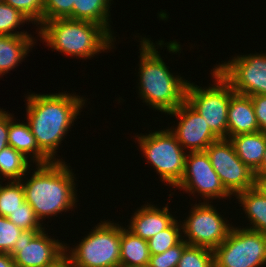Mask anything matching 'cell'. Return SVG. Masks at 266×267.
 <instances>
[{"label": "cell", "mask_w": 266, "mask_h": 267, "mask_svg": "<svg viewBox=\"0 0 266 267\" xmlns=\"http://www.w3.org/2000/svg\"><path fill=\"white\" fill-rule=\"evenodd\" d=\"M26 119L40 150L52 161L86 99L70 93L28 94ZM55 156V157H54Z\"/></svg>", "instance_id": "obj_1"}, {"label": "cell", "mask_w": 266, "mask_h": 267, "mask_svg": "<svg viewBox=\"0 0 266 267\" xmlns=\"http://www.w3.org/2000/svg\"><path fill=\"white\" fill-rule=\"evenodd\" d=\"M30 179L20 180L24 187L25 201L33 208L41 221L45 217L73 209L77 196L75 175L64 161L36 164ZM26 181V182H25Z\"/></svg>", "instance_id": "obj_2"}, {"label": "cell", "mask_w": 266, "mask_h": 267, "mask_svg": "<svg viewBox=\"0 0 266 267\" xmlns=\"http://www.w3.org/2000/svg\"><path fill=\"white\" fill-rule=\"evenodd\" d=\"M140 43L139 96L153 110L168 115L186 100L189 81L169 71L149 38L141 37Z\"/></svg>", "instance_id": "obj_3"}, {"label": "cell", "mask_w": 266, "mask_h": 267, "mask_svg": "<svg viewBox=\"0 0 266 267\" xmlns=\"http://www.w3.org/2000/svg\"><path fill=\"white\" fill-rule=\"evenodd\" d=\"M38 29V36L47 46L67 56L90 59L114 47L115 38L89 21L54 19L43 22Z\"/></svg>", "instance_id": "obj_4"}, {"label": "cell", "mask_w": 266, "mask_h": 267, "mask_svg": "<svg viewBox=\"0 0 266 267\" xmlns=\"http://www.w3.org/2000/svg\"><path fill=\"white\" fill-rule=\"evenodd\" d=\"M121 225L101 221L65 255L78 267H120Z\"/></svg>", "instance_id": "obj_5"}, {"label": "cell", "mask_w": 266, "mask_h": 267, "mask_svg": "<svg viewBox=\"0 0 266 267\" xmlns=\"http://www.w3.org/2000/svg\"><path fill=\"white\" fill-rule=\"evenodd\" d=\"M135 137L146 162L152 164L164 183L174 188L183 176L187 155L175 135L167 128Z\"/></svg>", "instance_id": "obj_6"}, {"label": "cell", "mask_w": 266, "mask_h": 267, "mask_svg": "<svg viewBox=\"0 0 266 267\" xmlns=\"http://www.w3.org/2000/svg\"><path fill=\"white\" fill-rule=\"evenodd\" d=\"M211 72L215 82L209 87L188 83L186 101L201 114L218 138H227L229 102L235 92L216 69Z\"/></svg>", "instance_id": "obj_7"}, {"label": "cell", "mask_w": 266, "mask_h": 267, "mask_svg": "<svg viewBox=\"0 0 266 267\" xmlns=\"http://www.w3.org/2000/svg\"><path fill=\"white\" fill-rule=\"evenodd\" d=\"M213 252L214 267H262L266 265V235L233 226Z\"/></svg>", "instance_id": "obj_8"}, {"label": "cell", "mask_w": 266, "mask_h": 267, "mask_svg": "<svg viewBox=\"0 0 266 267\" xmlns=\"http://www.w3.org/2000/svg\"><path fill=\"white\" fill-rule=\"evenodd\" d=\"M190 212L181 223L182 239L185 237L188 245L214 250L228 237L233 227L209 202L195 204Z\"/></svg>", "instance_id": "obj_9"}, {"label": "cell", "mask_w": 266, "mask_h": 267, "mask_svg": "<svg viewBox=\"0 0 266 267\" xmlns=\"http://www.w3.org/2000/svg\"><path fill=\"white\" fill-rule=\"evenodd\" d=\"M205 151L222 185L231 196L254 187V170L240 160L228 138H219Z\"/></svg>", "instance_id": "obj_10"}, {"label": "cell", "mask_w": 266, "mask_h": 267, "mask_svg": "<svg viewBox=\"0 0 266 267\" xmlns=\"http://www.w3.org/2000/svg\"><path fill=\"white\" fill-rule=\"evenodd\" d=\"M214 67L235 93L266 95V53L237 55Z\"/></svg>", "instance_id": "obj_11"}, {"label": "cell", "mask_w": 266, "mask_h": 267, "mask_svg": "<svg viewBox=\"0 0 266 267\" xmlns=\"http://www.w3.org/2000/svg\"><path fill=\"white\" fill-rule=\"evenodd\" d=\"M43 230H23L13 249L15 267H52L65 255V244Z\"/></svg>", "instance_id": "obj_12"}, {"label": "cell", "mask_w": 266, "mask_h": 267, "mask_svg": "<svg viewBox=\"0 0 266 267\" xmlns=\"http://www.w3.org/2000/svg\"><path fill=\"white\" fill-rule=\"evenodd\" d=\"M174 188L183 189L193 196L195 192L201 194L206 202L209 199L231 197L211 165L206 151L187 152L183 176Z\"/></svg>", "instance_id": "obj_13"}, {"label": "cell", "mask_w": 266, "mask_h": 267, "mask_svg": "<svg viewBox=\"0 0 266 267\" xmlns=\"http://www.w3.org/2000/svg\"><path fill=\"white\" fill-rule=\"evenodd\" d=\"M180 121L177 127L169 128L180 145L188 152L205 151L206 148L219 138L211 131L208 123L201 114L186 100L174 111L168 113Z\"/></svg>", "instance_id": "obj_14"}, {"label": "cell", "mask_w": 266, "mask_h": 267, "mask_svg": "<svg viewBox=\"0 0 266 267\" xmlns=\"http://www.w3.org/2000/svg\"><path fill=\"white\" fill-rule=\"evenodd\" d=\"M175 218L167 205L159 208L147 203L134 212L127 230L135 236L148 240L168 228L176 220Z\"/></svg>", "instance_id": "obj_15"}, {"label": "cell", "mask_w": 266, "mask_h": 267, "mask_svg": "<svg viewBox=\"0 0 266 267\" xmlns=\"http://www.w3.org/2000/svg\"><path fill=\"white\" fill-rule=\"evenodd\" d=\"M259 131L250 96L234 93L230 97L227 116V138Z\"/></svg>", "instance_id": "obj_16"}, {"label": "cell", "mask_w": 266, "mask_h": 267, "mask_svg": "<svg viewBox=\"0 0 266 267\" xmlns=\"http://www.w3.org/2000/svg\"><path fill=\"white\" fill-rule=\"evenodd\" d=\"M34 41L31 35H0V76L15 69L26 58Z\"/></svg>", "instance_id": "obj_17"}, {"label": "cell", "mask_w": 266, "mask_h": 267, "mask_svg": "<svg viewBox=\"0 0 266 267\" xmlns=\"http://www.w3.org/2000/svg\"><path fill=\"white\" fill-rule=\"evenodd\" d=\"M12 119L9 122L8 146L22 152L35 164H47L52 162L39 148L31 129L26 123H15ZM32 153V154H31ZM29 154V155H28Z\"/></svg>", "instance_id": "obj_18"}, {"label": "cell", "mask_w": 266, "mask_h": 267, "mask_svg": "<svg viewBox=\"0 0 266 267\" xmlns=\"http://www.w3.org/2000/svg\"><path fill=\"white\" fill-rule=\"evenodd\" d=\"M240 160L252 170H256L262 162L266 150V134L257 131L254 133L239 134L229 138Z\"/></svg>", "instance_id": "obj_19"}, {"label": "cell", "mask_w": 266, "mask_h": 267, "mask_svg": "<svg viewBox=\"0 0 266 267\" xmlns=\"http://www.w3.org/2000/svg\"><path fill=\"white\" fill-rule=\"evenodd\" d=\"M149 259L147 240L121 226L120 267H147Z\"/></svg>", "instance_id": "obj_20"}, {"label": "cell", "mask_w": 266, "mask_h": 267, "mask_svg": "<svg viewBox=\"0 0 266 267\" xmlns=\"http://www.w3.org/2000/svg\"><path fill=\"white\" fill-rule=\"evenodd\" d=\"M235 197L252 225L245 228L266 235V198L255 187L240 192Z\"/></svg>", "instance_id": "obj_21"}, {"label": "cell", "mask_w": 266, "mask_h": 267, "mask_svg": "<svg viewBox=\"0 0 266 267\" xmlns=\"http://www.w3.org/2000/svg\"><path fill=\"white\" fill-rule=\"evenodd\" d=\"M112 0H76L73 4L72 20L89 21L102 26L112 37L110 4ZM110 25V26H109Z\"/></svg>", "instance_id": "obj_22"}, {"label": "cell", "mask_w": 266, "mask_h": 267, "mask_svg": "<svg viewBox=\"0 0 266 267\" xmlns=\"http://www.w3.org/2000/svg\"><path fill=\"white\" fill-rule=\"evenodd\" d=\"M31 161L20 151L7 146L0 151V179L1 175L9 181H20L30 168Z\"/></svg>", "instance_id": "obj_23"}, {"label": "cell", "mask_w": 266, "mask_h": 267, "mask_svg": "<svg viewBox=\"0 0 266 267\" xmlns=\"http://www.w3.org/2000/svg\"><path fill=\"white\" fill-rule=\"evenodd\" d=\"M0 183V216L8 217L25 202V192L22 181Z\"/></svg>", "instance_id": "obj_24"}, {"label": "cell", "mask_w": 266, "mask_h": 267, "mask_svg": "<svg viewBox=\"0 0 266 267\" xmlns=\"http://www.w3.org/2000/svg\"><path fill=\"white\" fill-rule=\"evenodd\" d=\"M181 222L175 220L168 228L147 240L150 255L162 254L182 240Z\"/></svg>", "instance_id": "obj_25"}, {"label": "cell", "mask_w": 266, "mask_h": 267, "mask_svg": "<svg viewBox=\"0 0 266 267\" xmlns=\"http://www.w3.org/2000/svg\"><path fill=\"white\" fill-rule=\"evenodd\" d=\"M27 24L30 20L26 18L19 10L14 9L4 1L0 2V35H31L25 31H15L21 24Z\"/></svg>", "instance_id": "obj_26"}, {"label": "cell", "mask_w": 266, "mask_h": 267, "mask_svg": "<svg viewBox=\"0 0 266 267\" xmlns=\"http://www.w3.org/2000/svg\"><path fill=\"white\" fill-rule=\"evenodd\" d=\"M177 267H214V252L206 247L187 245Z\"/></svg>", "instance_id": "obj_27"}, {"label": "cell", "mask_w": 266, "mask_h": 267, "mask_svg": "<svg viewBox=\"0 0 266 267\" xmlns=\"http://www.w3.org/2000/svg\"><path fill=\"white\" fill-rule=\"evenodd\" d=\"M14 9L19 10L32 23L39 26L44 22V0H3Z\"/></svg>", "instance_id": "obj_28"}, {"label": "cell", "mask_w": 266, "mask_h": 267, "mask_svg": "<svg viewBox=\"0 0 266 267\" xmlns=\"http://www.w3.org/2000/svg\"><path fill=\"white\" fill-rule=\"evenodd\" d=\"M7 218L23 230L44 229L41 225L43 223L40 222L33 208L26 201Z\"/></svg>", "instance_id": "obj_29"}, {"label": "cell", "mask_w": 266, "mask_h": 267, "mask_svg": "<svg viewBox=\"0 0 266 267\" xmlns=\"http://www.w3.org/2000/svg\"><path fill=\"white\" fill-rule=\"evenodd\" d=\"M187 245L185 239H182L177 245L169 248L164 253L150 255L147 267H177Z\"/></svg>", "instance_id": "obj_30"}, {"label": "cell", "mask_w": 266, "mask_h": 267, "mask_svg": "<svg viewBox=\"0 0 266 267\" xmlns=\"http://www.w3.org/2000/svg\"><path fill=\"white\" fill-rule=\"evenodd\" d=\"M23 229L4 216H0V253H10Z\"/></svg>", "instance_id": "obj_31"}, {"label": "cell", "mask_w": 266, "mask_h": 267, "mask_svg": "<svg viewBox=\"0 0 266 267\" xmlns=\"http://www.w3.org/2000/svg\"><path fill=\"white\" fill-rule=\"evenodd\" d=\"M76 0H44V22L54 19H71Z\"/></svg>", "instance_id": "obj_32"}, {"label": "cell", "mask_w": 266, "mask_h": 267, "mask_svg": "<svg viewBox=\"0 0 266 267\" xmlns=\"http://www.w3.org/2000/svg\"><path fill=\"white\" fill-rule=\"evenodd\" d=\"M250 98L253 102L259 131L266 134V95H252Z\"/></svg>", "instance_id": "obj_33"}, {"label": "cell", "mask_w": 266, "mask_h": 267, "mask_svg": "<svg viewBox=\"0 0 266 267\" xmlns=\"http://www.w3.org/2000/svg\"><path fill=\"white\" fill-rule=\"evenodd\" d=\"M12 119V114L0 109V151L8 146L9 122Z\"/></svg>", "instance_id": "obj_34"}, {"label": "cell", "mask_w": 266, "mask_h": 267, "mask_svg": "<svg viewBox=\"0 0 266 267\" xmlns=\"http://www.w3.org/2000/svg\"><path fill=\"white\" fill-rule=\"evenodd\" d=\"M0 267H15L13 257L9 253H0Z\"/></svg>", "instance_id": "obj_35"}, {"label": "cell", "mask_w": 266, "mask_h": 267, "mask_svg": "<svg viewBox=\"0 0 266 267\" xmlns=\"http://www.w3.org/2000/svg\"><path fill=\"white\" fill-rule=\"evenodd\" d=\"M254 187L266 198V177H256Z\"/></svg>", "instance_id": "obj_36"}, {"label": "cell", "mask_w": 266, "mask_h": 267, "mask_svg": "<svg viewBox=\"0 0 266 267\" xmlns=\"http://www.w3.org/2000/svg\"><path fill=\"white\" fill-rule=\"evenodd\" d=\"M52 267H78L66 255L61 257Z\"/></svg>", "instance_id": "obj_37"}, {"label": "cell", "mask_w": 266, "mask_h": 267, "mask_svg": "<svg viewBox=\"0 0 266 267\" xmlns=\"http://www.w3.org/2000/svg\"><path fill=\"white\" fill-rule=\"evenodd\" d=\"M254 172L256 177H266V150L261 165Z\"/></svg>", "instance_id": "obj_38"}]
</instances>
